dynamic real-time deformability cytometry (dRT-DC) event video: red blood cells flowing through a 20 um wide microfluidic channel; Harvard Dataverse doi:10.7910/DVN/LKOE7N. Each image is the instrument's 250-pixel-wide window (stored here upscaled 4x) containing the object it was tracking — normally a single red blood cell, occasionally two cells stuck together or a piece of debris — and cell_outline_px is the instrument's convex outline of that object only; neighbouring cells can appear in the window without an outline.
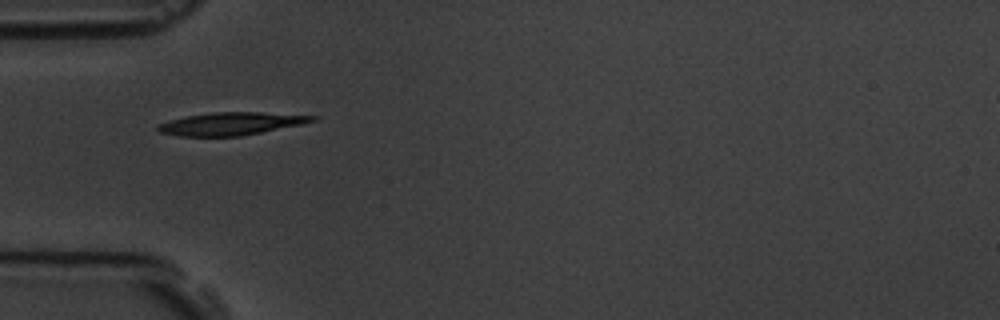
{"species": "common noctule bat (a hibernating species)", "species_latin": "Nyctalus noctula", "temperature_condition": "room temperature", "stored_images_in_passage": 1, "camera_frame_rate_fps": 3000, "um_per_image_px": 0.085, "animal": {"sex": "male", "body_mass_g": 19.5, "forearm_length_mm": 54.6}, "frame": {"image": 1, "passage_image": 1, "time_ms": 0.0, "image_size_px": [1000, 320], "cell_outline_px": [[320, 116], [316, 120], [304, 124], [240, 136], [180, 136], [160, 132], [156, 128], [156, 124], [168, 120], [188, 116], [212, 112], [260, 112]], "centroid_in_image_um": [19.66, 10.51], "position_along_channel_um": 65.3, "area_um2": 20.52}}